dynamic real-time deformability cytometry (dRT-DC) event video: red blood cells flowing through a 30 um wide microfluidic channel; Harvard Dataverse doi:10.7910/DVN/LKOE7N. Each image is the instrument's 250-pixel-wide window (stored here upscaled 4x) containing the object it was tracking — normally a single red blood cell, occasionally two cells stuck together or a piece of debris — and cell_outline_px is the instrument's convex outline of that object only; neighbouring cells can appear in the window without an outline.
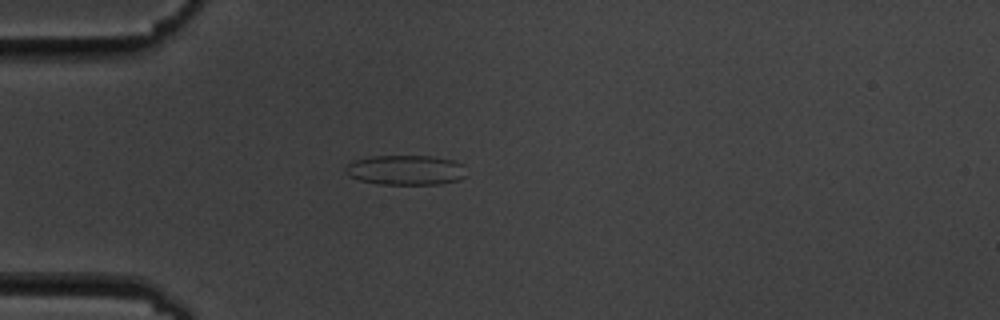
{"species": "common noctule bat (a hibernating species)", "species_latin": "Nyctalus noctula", "temperature_condition": "cold", "stored_images_in_passage": 4, "camera_frame_rate_fps": 3000, "um_per_image_px": 0.085, "animal": {"sex": "male", "body_mass_g": 19.5, "forearm_length_mm": 54.6}, "frame": {"image": 1, "passage_image": 4, "time_ms": 4.333, "image_size_px": [1000, 320], "cell_outline_px": [[468, 176], [460, 180], [440, 184], [380, 184], [360, 180], [348, 176], [344, 172], [344, 168], [352, 160], [372, 156], [428, 156], [456, 160], [464, 164]], "centroid_in_image_um": [34.52, 14.45], "position_along_channel_um": 50.5, "area_um2": 21.44}}